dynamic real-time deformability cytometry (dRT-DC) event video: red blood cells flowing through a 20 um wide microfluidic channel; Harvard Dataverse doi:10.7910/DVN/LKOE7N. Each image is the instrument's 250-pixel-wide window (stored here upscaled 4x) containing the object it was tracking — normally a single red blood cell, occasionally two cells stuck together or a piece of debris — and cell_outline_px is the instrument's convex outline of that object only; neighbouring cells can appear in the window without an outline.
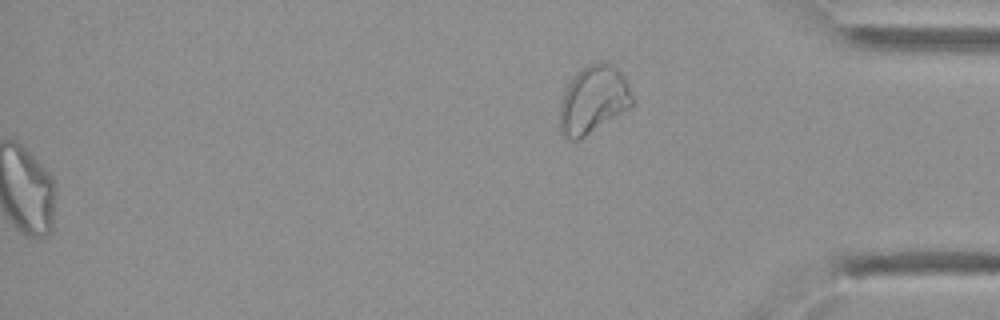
{"species": "Egyptian fruit bat (a non-hibernating species)", "species_latin": "Rousettus aegyptiacus", "temperature_condition": "cold", "stored_images_in_passage": 33, "segment_of_instrument_passage": [2, 2], "camera_frame_rate_fps": 3000, "um_per_image_px": 0.085, "animal": {"sex": "female"}, "frame": {"image": 1, "passage_image": 33, "time_ms": 10.667, "image_size_px": [1000, 320], "cell_outline_px": [[636, 100], [628, 108], [580, 140], [568, 140], [560, 136], [560, 104], [564, 92], [568, 84], [576, 72], [580, 68], [588, 64], [600, 60], [604, 60], [616, 64], [624, 76]], "centroid_in_image_um": [50.44, 8.44], "position_along_channel_um": 384.8, "area_um2": 29.25}}